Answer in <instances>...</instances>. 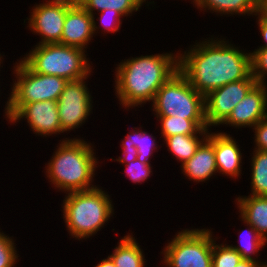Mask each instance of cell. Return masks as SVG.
Here are the masks:
<instances>
[{
	"label": "cell",
	"mask_w": 267,
	"mask_h": 267,
	"mask_svg": "<svg viewBox=\"0 0 267 267\" xmlns=\"http://www.w3.org/2000/svg\"><path fill=\"white\" fill-rule=\"evenodd\" d=\"M2 58H3V56L0 54V67H1V63H2Z\"/></svg>",
	"instance_id": "obj_37"
},
{
	"label": "cell",
	"mask_w": 267,
	"mask_h": 267,
	"mask_svg": "<svg viewBox=\"0 0 267 267\" xmlns=\"http://www.w3.org/2000/svg\"><path fill=\"white\" fill-rule=\"evenodd\" d=\"M195 7L199 11L210 10L218 15H255L261 9V3L258 0H196Z\"/></svg>",
	"instance_id": "obj_19"
},
{
	"label": "cell",
	"mask_w": 267,
	"mask_h": 267,
	"mask_svg": "<svg viewBox=\"0 0 267 267\" xmlns=\"http://www.w3.org/2000/svg\"><path fill=\"white\" fill-rule=\"evenodd\" d=\"M92 16H93V31L94 34L99 33L100 25L97 26L95 14L106 9L116 10L123 17L132 15L134 12L140 11L143 6V0H77ZM97 31V32H96Z\"/></svg>",
	"instance_id": "obj_22"
},
{
	"label": "cell",
	"mask_w": 267,
	"mask_h": 267,
	"mask_svg": "<svg viewBox=\"0 0 267 267\" xmlns=\"http://www.w3.org/2000/svg\"><path fill=\"white\" fill-rule=\"evenodd\" d=\"M191 1L193 2V6H194L196 0H191ZM145 2H146V0H143V3H145ZM147 3H148V0H147Z\"/></svg>",
	"instance_id": "obj_36"
},
{
	"label": "cell",
	"mask_w": 267,
	"mask_h": 267,
	"mask_svg": "<svg viewBox=\"0 0 267 267\" xmlns=\"http://www.w3.org/2000/svg\"><path fill=\"white\" fill-rule=\"evenodd\" d=\"M240 221H243V223L249 228H246L240 235L238 236L240 239L238 240L239 245H230L234 250H236L240 255L242 259H249L256 262H259L263 267H267L266 262L258 261L257 257L259 254L258 252L262 250V248L265 247V241L264 238L256 231V229L251 226L250 224L246 223L241 217ZM245 234V235H244ZM246 235L249 237H246ZM246 237V238H245ZM255 255V256H254ZM254 256V257H252ZM256 257V258H255Z\"/></svg>",
	"instance_id": "obj_24"
},
{
	"label": "cell",
	"mask_w": 267,
	"mask_h": 267,
	"mask_svg": "<svg viewBox=\"0 0 267 267\" xmlns=\"http://www.w3.org/2000/svg\"><path fill=\"white\" fill-rule=\"evenodd\" d=\"M151 105L156 117L205 119V96L179 70L156 92Z\"/></svg>",
	"instance_id": "obj_7"
},
{
	"label": "cell",
	"mask_w": 267,
	"mask_h": 267,
	"mask_svg": "<svg viewBox=\"0 0 267 267\" xmlns=\"http://www.w3.org/2000/svg\"><path fill=\"white\" fill-rule=\"evenodd\" d=\"M62 202L63 219L68 233L79 241L97 234L114 214L109 194L98 186L67 193Z\"/></svg>",
	"instance_id": "obj_4"
},
{
	"label": "cell",
	"mask_w": 267,
	"mask_h": 267,
	"mask_svg": "<svg viewBox=\"0 0 267 267\" xmlns=\"http://www.w3.org/2000/svg\"><path fill=\"white\" fill-rule=\"evenodd\" d=\"M134 235L129 233L119 240L118 246L114 248L112 254L108 255L116 267H144L146 259L141 250L140 244Z\"/></svg>",
	"instance_id": "obj_21"
},
{
	"label": "cell",
	"mask_w": 267,
	"mask_h": 267,
	"mask_svg": "<svg viewBox=\"0 0 267 267\" xmlns=\"http://www.w3.org/2000/svg\"><path fill=\"white\" fill-rule=\"evenodd\" d=\"M26 120L30 130L38 136L59 135L61 130L60 118L58 115L57 101L32 102L24 104L10 119L9 122L17 123Z\"/></svg>",
	"instance_id": "obj_12"
},
{
	"label": "cell",
	"mask_w": 267,
	"mask_h": 267,
	"mask_svg": "<svg viewBox=\"0 0 267 267\" xmlns=\"http://www.w3.org/2000/svg\"><path fill=\"white\" fill-rule=\"evenodd\" d=\"M261 8L267 13V4H261Z\"/></svg>",
	"instance_id": "obj_35"
},
{
	"label": "cell",
	"mask_w": 267,
	"mask_h": 267,
	"mask_svg": "<svg viewBox=\"0 0 267 267\" xmlns=\"http://www.w3.org/2000/svg\"><path fill=\"white\" fill-rule=\"evenodd\" d=\"M133 129L134 131L129 132L122 140L120 146H122L121 154L123 157L118 156V159L134 156L142 163H150L149 160L159 148L156 144V138L153 134L150 135V133L143 131L141 127H134Z\"/></svg>",
	"instance_id": "obj_18"
},
{
	"label": "cell",
	"mask_w": 267,
	"mask_h": 267,
	"mask_svg": "<svg viewBox=\"0 0 267 267\" xmlns=\"http://www.w3.org/2000/svg\"><path fill=\"white\" fill-rule=\"evenodd\" d=\"M208 133L209 129H201L197 134H176L166 137L164 143L166 142L167 150L171 152L182 165L195 154L198 147L207 138Z\"/></svg>",
	"instance_id": "obj_20"
},
{
	"label": "cell",
	"mask_w": 267,
	"mask_h": 267,
	"mask_svg": "<svg viewBox=\"0 0 267 267\" xmlns=\"http://www.w3.org/2000/svg\"><path fill=\"white\" fill-rule=\"evenodd\" d=\"M251 158V196H267V151L253 149Z\"/></svg>",
	"instance_id": "obj_25"
},
{
	"label": "cell",
	"mask_w": 267,
	"mask_h": 267,
	"mask_svg": "<svg viewBox=\"0 0 267 267\" xmlns=\"http://www.w3.org/2000/svg\"><path fill=\"white\" fill-rule=\"evenodd\" d=\"M76 0H48L31 7L27 18L29 29L38 34L41 41L37 44L60 43L68 8Z\"/></svg>",
	"instance_id": "obj_10"
},
{
	"label": "cell",
	"mask_w": 267,
	"mask_h": 267,
	"mask_svg": "<svg viewBox=\"0 0 267 267\" xmlns=\"http://www.w3.org/2000/svg\"><path fill=\"white\" fill-rule=\"evenodd\" d=\"M180 166L182 174L193 182H205L216 175L218 172L214 153V133L209 132L195 154Z\"/></svg>",
	"instance_id": "obj_15"
},
{
	"label": "cell",
	"mask_w": 267,
	"mask_h": 267,
	"mask_svg": "<svg viewBox=\"0 0 267 267\" xmlns=\"http://www.w3.org/2000/svg\"><path fill=\"white\" fill-rule=\"evenodd\" d=\"M214 153L217 172L229 178H238L242 171V153L230 134L214 132Z\"/></svg>",
	"instance_id": "obj_16"
},
{
	"label": "cell",
	"mask_w": 267,
	"mask_h": 267,
	"mask_svg": "<svg viewBox=\"0 0 267 267\" xmlns=\"http://www.w3.org/2000/svg\"><path fill=\"white\" fill-rule=\"evenodd\" d=\"M210 229H183L161 251L169 267H212L213 242Z\"/></svg>",
	"instance_id": "obj_8"
},
{
	"label": "cell",
	"mask_w": 267,
	"mask_h": 267,
	"mask_svg": "<svg viewBox=\"0 0 267 267\" xmlns=\"http://www.w3.org/2000/svg\"><path fill=\"white\" fill-rule=\"evenodd\" d=\"M93 36V16L76 0L67 10L59 44L85 50Z\"/></svg>",
	"instance_id": "obj_14"
},
{
	"label": "cell",
	"mask_w": 267,
	"mask_h": 267,
	"mask_svg": "<svg viewBox=\"0 0 267 267\" xmlns=\"http://www.w3.org/2000/svg\"><path fill=\"white\" fill-rule=\"evenodd\" d=\"M261 4H267V0H264Z\"/></svg>",
	"instance_id": "obj_38"
},
{
	"label": "cell",
	"mask_w": 267,
	"mask_h": 267,
	"mask_svg": "<svg viewBox=\"0 0 267 267\" xmlns=\"http://www.w3.org/2000/svg\"><path fill=\"white\" fill-rule=\"evenodd\" d=\"M99 17L97 18L100 21L101 28L107 34L110 32H117L120 30L122 24V14L116 10L106 9L99 12Z\"/></svg>",
	"instance_id": "obj_30"
},
{
	"label": "cell",
	"mask_w": 267,
	"mask_h": 267,
	"mask_svg": "<svg viewBox=\"0 0 267 267\" xmlns=\"http://www.w3.org/2000/svg\"><path fill=\"white\" fill-rule=\"evenodd\" d=\"M88 78L68 81L57 101L63 132L80 128L92 113L93 100L87 87Z\"/></svg>",
	"instance_id": "obj_9"
},
{
	"label": "cell",
	"mask_w": 267,
	"mask_h": 267,
	"mask_svg": "<svg viewBox=\"0 0 267 267\" xmlns=\"http://www.w3.org/2000/svg\"><path fill=\"white\" fill-rule=\"evenodd\" d=\"M267 116V85L257 83L220 125L254 127Z\"/></svg>",
	"instance_id": "obj_13"
},
{
	"label": "cell",
	"mask_w": 267,
	"mask_h": 267,
	"mask_svg": "<svg viewBox=\"0 0 267 267\" xmlns=\"http://www.w3.org/2000/svg\"><path fill=\"white\" fill-rule=\"evenodd\" d=\"M94 267H116L113 260L108 256L101 260L96 266Z\"/></svg>",
	"instance_id": "obj_34"
},
{
	"label": "cell",
	"mask_w": 267,
	"mask_h": 267,
	"mask_svg": "<svg viewBox=\"0 0 267 267\" xmlns=\"http://www.w3.org/2000/svg\"><path fill=\"white\" fill-rule=\"evenodd\" d=\"M22 61L35 73L58 76L67 81L89 78L92 67L87 51L78 47L54 44H36Z\"/></svg>",
	"instance_id": "obj_5"
},
{
	"label": "cell",
	"mask_w": 267,
	"mask_h": 267,
	"mask_svg": "<svg viewBox=\"0 0 267 267\" xmlns=\"http://www.w3.org/2000/svg\"><path fill=\"white\" fill-rule=\"evenodd\" d=\"M264 241H265V246L267 245L266 243H267V237H266V239H264Z\"/></svg>",
	"instance_id": "obj_39"
},
{
	"label": "cell",
	"mask_w": 267,
	"mask_h": 267,
	"mask_svg": "<svg viewBox=\"0 0 267 267\" xmlns=\"http://www.w3.org/2000/svg\"><path fill=\"white\" fill-rule=\"evenodd\" d=\"M160 122L161 138L165 139L176 134H197L201 129H210L206 119H184L175 116L156 117Z\"/></svg>",
	"instance_id": "obj_23"
},
{
	"label": "cell",
	"mask_w": 267,
	"mask_h": 267,
	"mask_svg": "<svg viewBox=\"0 0 267 267\" xmlns=\"http://www.w3.org/2000/svg\"><path fill=\"white\" fill-rule=\"evenodd\" d=\"M46 163L45 175L53 187L64 193L95 188L92 184L99 166L93 145L81 138H65ZM98 165V166H97Z\"/></svg>",
	"instance_id": "obj_3"
},
{
	"label": "cell",
	"mask_w": 267,
	"mask_h": 267,
	"mask_svg": "<svg viewBox=\"0 0 267 267\" xmlns=\"http://www.w3.org/2000/svg\"><path fill=\"white\" fill-rule=\"evenodd\" d=\"M256 19L259 27V32L265 44L260 45L259 48H267V13L261 8L256 14Z\"/></svg>",
	"instance_id": "obj_32"
},
{
	"label": "cell",
	"mask_w": 267,
	"mask_h": 267,
	"mask_svg": "<svg viewBox=\"0 0 267 267\" xmlns=\"http://www.w3.org/2000/svg\"><path fill=\"white\" fill-rule=\"evenodd\" d=\"M178 53L141 55L122 60L114 72L115 95L119 104L127 111V108L152 103L156 92L179 70Z\"/></svg>",
	"instance_id": "obj_2"
},
{
	"label": "cell",
	"mask_w": 267,
	"mask_h": 267,
	"mask_svg": "<svg viewBox=\"0 0 267 267\" xmlns=\"http://www.w3.org/2000/svg\"><path fill=\"white\" fill-rule=\"evenodd\" d=\"M235 267H263V266L259 262L253 260L241 259Z\"/></svg>",
	"instance_id": "obj_33"
},
{
	"label": "cell",
	"mask_w": 267,
	"mask_h": 267,
	"mask_svg": "<svg viewBox=\"0 0 267 267\" xmlns=\"http://www.w3.org/2000/svg\"><path fill=\"white\" fill-rule=\"evenodd\" d=\"M252 76L258 83L266 84L267 48H257L251 51Z\"/></svg>",
	"instance_id": "obj_29"
},
{
	"label": "cell",
	"mask_w": 267,
	"mask_h": 267,
	"mask_svg": "<svg viewBox=\"0 0 267 267\" xmlns=\"http://www.w3.org/2000/svg\"><path fill=\"white\" fill-rule=\"evenodd\" d=\"M207 39L178 53V69L197 92L206 96L231 82L254 78L251 52L240 50L224 38Z\"/></svg>",
	"instance_id": "obj_1"
},
{
	"label": "cell",
	"mask_w": 267,
	"mask_h": 267,
	"mask_svg": "<svg viewBox=\"0 0 267 267\" xmlns=\"http://www.w3.org/2000/svg\"><path fill=\"white\" fill-rule=\"evenodd\" d=\"M239 217L253 226L264 238L267 237V196H239L235 200Z\"/></svg>",
	"instance_id": "obj_17"
},
{
	"label": "cell",
	"mask_w": 267,
	"mask_h": 267,
	"mask_svg": "<svg viewBox=\"0 0 267 267\" xmlns=\"http://www.w3.org/2000/svg\"><path fill=\"white\" fill-rule=\"evenodd\" d=\"M212 248V267H235L242 259L241 255L228 244H216Z\"/></svg>",
	"instance_id": "obj_27"
},
{
	"label": "cell",
	"mask_w": 267,
	"mask_h": 267,
	"mask_svg": "<svg viewBox=\"0 0 267 267\" xmlns=\"http://www.w3.org/2000/svg\"><path fill=\"white\" fill-rule=\"evenodd\" d=\"M257 83L255 78H245L210 91L205 96V119L208 128L219 126Z\"/></svg>",
	"instance_id": "obj_11"
},
{
	"label": "cell",
	"mask_w": 267,
	"mask_h": 267,
	"mask_svg": "<svg viewBox=\"0 0 267 267\" xmlns=\"http://www.w3.org/2000/svg\"><path fill=\"white\" fill-rule=\"evenodd\" d=\"M256 150L267 151V116L253 128ZM255 130V131H254Z\"/></svg>",
	"instance_id": "obj_31"
},
{
	"label": "cell",
	"mask_w": 267,
	"mask_h": 267,
	"mask_svg": "<svg viewBox=\"0 0 267 267\" xmlns=\"http://www.w3.org/2000/svg\"><path fill=\"white\" fill-rule=\"evenodd\" d=\"M13 66L15 75L9 98L5 104L8 120L24 105L32 102L58 101L67 80L53 75L33 72L21 59Z\"/></svg>",
	"instance_id": "obj_6"
},
{
	"label": "cell",
	"mask_w": 267,
	"mask_h": 267,
	"mask_svg": "<svg viewBox=\"0 0 267 267\" xmlns=\"http://www.w3.org/2000/svg\"><path fill=\"white\" fill-rule=\"evenodd\" d=\"M114 161L118 163L125 164V173L127 178H129L133 183H140L146 181L150 175L153 174L151 163H142L134 156L131 157H124Z\"/></svg>",
	"instance_id": "obj_26"
},
{
	"label": "cell",
	"mask_w": 267,
	"mask_h": 267,
	"mask_svg": "<svg viewBox=\"0 0 267 267\" xmlns=\"http://www.w3.org/2000/svg\"><path fill=\"white\" fill-rule=\"evenodd\" d=\"M14 240L0 231V267H14L18 263L19 254H17Z\"/></svg>",
	"instance_id": "obj_28"
}]
</instances>
